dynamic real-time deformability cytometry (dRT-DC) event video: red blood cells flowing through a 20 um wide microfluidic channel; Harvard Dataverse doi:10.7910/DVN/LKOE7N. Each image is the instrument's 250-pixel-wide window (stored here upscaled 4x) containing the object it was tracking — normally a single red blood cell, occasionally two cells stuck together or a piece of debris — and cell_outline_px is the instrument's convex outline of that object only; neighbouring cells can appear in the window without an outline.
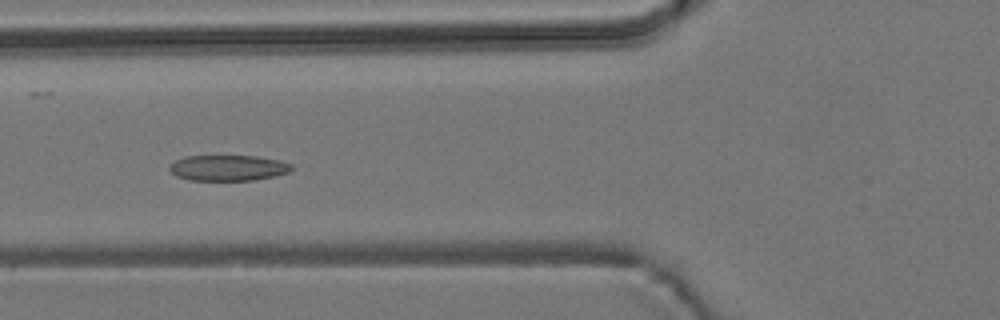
{"species": "common noctule bat (a hibernating species)", "species_latin": "Nyctalus noctula", "temperature_condition": "room temperature", "stored_images_in_passage": 5, "camera_frame_rate_fps": 3000, "um_per_image_px": 0.085, "animal": {"sex": "male", "body_mass_g": 19.2, "forearm_length_mm": 51.8}, "frame": {"image": 1, "passage_image": 4, "time_ms": 4.333, "image_size_px": [1000, 320], "cell_outline_px": [[292, 168], [288, 172], [276, 176], [252, 180], [188, 180], [176, 176], [168, 168], [176, 160], [184, 156], [256, 156], [280, 160], [292, 164]], "centroid_in_image_um": [19.4, 14.27], "position_along_channel_um": 106.4, "area_um2": 18.26}}
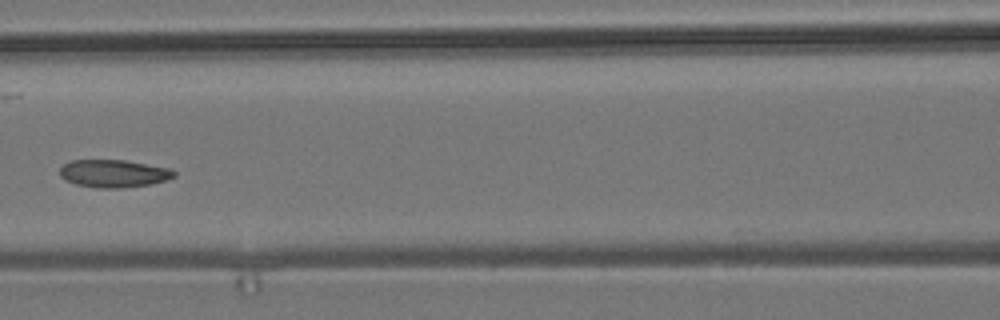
{"frame": {"image": 2, "passage_image": 5, "time_ms": 5.667, "image_size_px": [1000, 320], "cell_outline_px": [[176, 176], [168, 180], [152, 184], [124, 188], [96, 188], [76, 184], [64, 180], [60, 176], [60, 168], [64, 164], [72, 160], [124, 160], [172, 168], [176, 172]], "centroid_in_image_um": [9.7, 14.75], "position_along_channel_um": 156.9, "area_um2": 18.73}}